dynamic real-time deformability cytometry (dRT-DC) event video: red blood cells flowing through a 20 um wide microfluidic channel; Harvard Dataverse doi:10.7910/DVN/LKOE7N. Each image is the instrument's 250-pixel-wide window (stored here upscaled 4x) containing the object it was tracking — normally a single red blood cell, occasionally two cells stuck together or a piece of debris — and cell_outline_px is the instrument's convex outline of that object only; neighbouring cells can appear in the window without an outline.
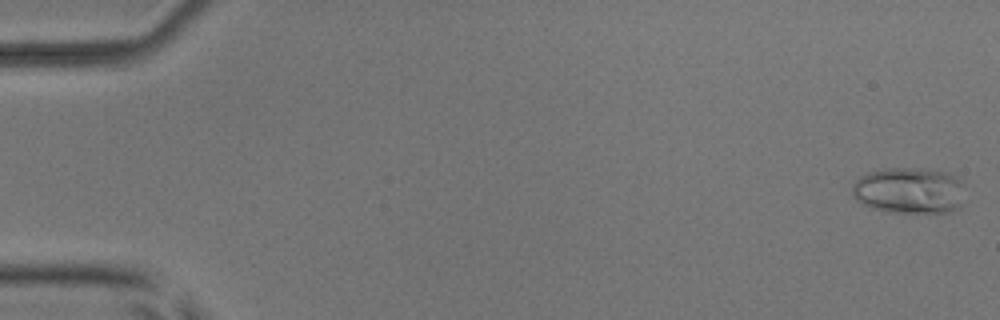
{"species": "common noctule bat (a hibernating species)", "species_latin": "Nyctalus noctula", "temperature_condition": "room temperature", "stored_images_in_passage": 54, "camera_frame_rate_fps": 3000, "um_per_image_px": 0.085, "animal": {"sex": "male", "body_mass_g": 17.9, "forearm_length_mm": 54.2}, "frame": {"image": 1, "passage_image": 2, "time_ms": 0.333, "image_size_px": [1000, 320], "cell_outline_px": [[960, 204], [952, 212], [884, 212], [872, 208], [856, 200], [852, 196], [852, 184], [860, 176], [868, 172], [888, 168], [912, 168], [944, 172], [956, 176], [960, 180]], "centroid_in_image_um": [77.19, 16.2], "position_along_channel_um": 7.8, "area_um2": 30.0}}
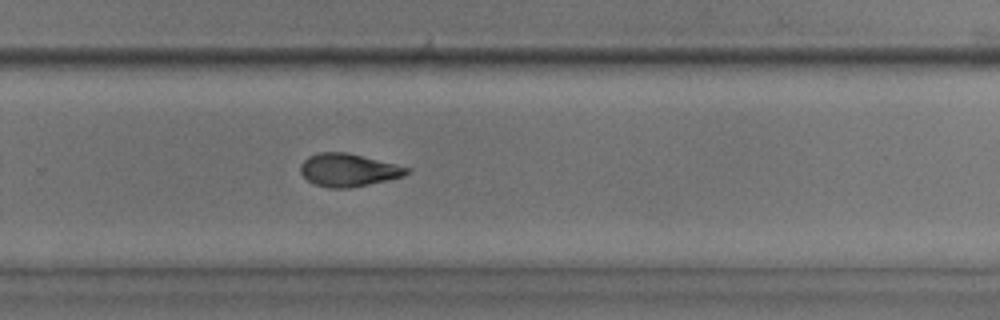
{"frame": {"image": 2, "passage_image": 37, "time_ms": 12.0, "image_size_px": [1000, 320], "cell_outline_px": [[412, 172], [404, 176], [388, 180], [348, 188], [328, 188], [316, 184], [308, 180], [300, 172], [300, 164], [308, 156], [320, 152], [348, 152], [412, 168]], "centroid_in_image_um": [29.64, 14.44], "position_along_channel_um": 300.2, "area_um2": 20.46}}
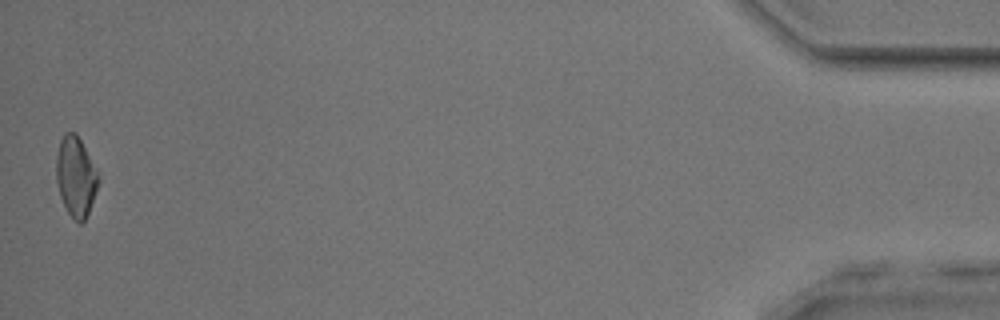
{"frame": {"image": 3, "passage_image": 54, "time_ms": 17.667, "image_size_px": [1000, 320], "cell_outline_px": [[100, 180], [88, 212], [84, 220], [80, 224], [68, 212], [60, 196], [56, 180], [56, 156], [60, 140], [64, 132], [76, 132]], "centroid_in_image_um": [6.41, 14.99], "position_along_channel_um": 428.8, "area_um2": 19.07}, "authors_computed_cell_mechanics": {"area_um2": 20.5768, "velocity_mm_per_s": 3.8698, "shape_relaxation_time_tau1_ms": null, "shape_relaxation_time_tau2_ms": 3.3693, "deformation_change_tau1": null, "deformation_change_tau2": 0.1002}}